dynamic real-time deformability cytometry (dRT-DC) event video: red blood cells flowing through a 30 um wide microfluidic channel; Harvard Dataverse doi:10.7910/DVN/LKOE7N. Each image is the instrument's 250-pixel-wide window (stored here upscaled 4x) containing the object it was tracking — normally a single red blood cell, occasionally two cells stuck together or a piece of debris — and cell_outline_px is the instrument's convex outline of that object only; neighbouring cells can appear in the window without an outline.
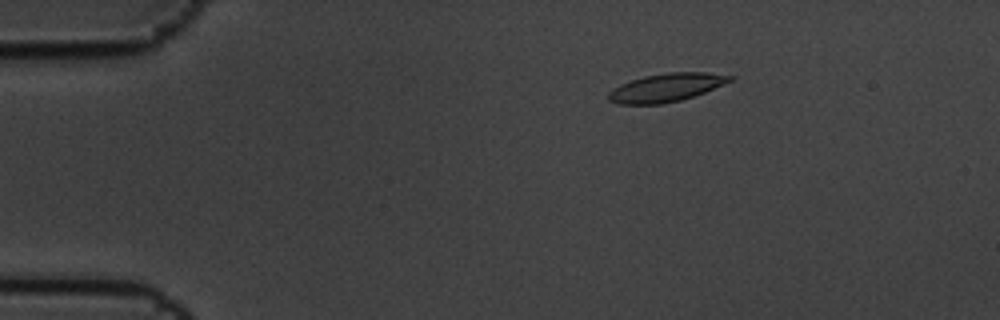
{"species": "common noctule bat (a hibernating species)", "species_latin": "Nyctalus noctula", "temperature_condition": "cold", "stored_images_in_passage": 3, "camera_frame_rate_fps": 3000, "um_per_image_px": 0.085, "animal": {"sex": "male", "body_mass_g": 19.5, "forearm_length_mm": 54.6}, "frame": {"image": 1, "passage_image": 1, "time_ms": 0.0, "image_size_px": [1000, 320], "cell_outline_px": [[736, 76], [732, 80], [724, 84], [704, 92], [680, 100], [660, 104], [620, 104], [608, 100], [608, 92], [612, 88], [620, 84], [644, 76], [668, 72], [708, 72]], "centroid_in_image_um": [56.62, 7.43], "position_along_channel_um": 28.4, "area_um2": 19.94}}